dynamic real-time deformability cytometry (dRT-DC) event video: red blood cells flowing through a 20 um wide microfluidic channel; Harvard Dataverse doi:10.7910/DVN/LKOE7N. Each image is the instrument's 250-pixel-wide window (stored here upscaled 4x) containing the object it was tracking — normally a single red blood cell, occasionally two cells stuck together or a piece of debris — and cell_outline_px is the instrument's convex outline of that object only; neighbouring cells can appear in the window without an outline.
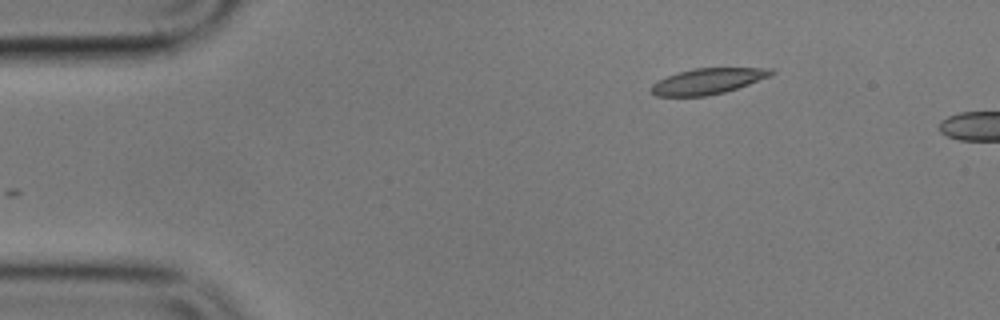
{"species": "common noctule bat (a hibernating species)", "species_latin": "Nyctalus noctula", "temperature_condition": "cold", "stored_images_in_passage": 4, "camera_frame_rate_fps": 3000, "um_per_image_px": 0.085, "animal": {"sex": "male", "body_mass_g": 17.9}, "frame": {"image": 1, "passage_image": 1, "time_ms": 0.0, "image_size_px": [1000, 320], "cell_outline_px": [[776, 72], [768, 76], [748, 84], [724, 92], [704, 96], [656, 96], [648, 88], [652, 84], [668, 76], [692, 68], [772, 68]], "centroid_in_image_um": [60.13, 6.9], "position_along_channel_um": 24.9, "area_um2": 17.74}}